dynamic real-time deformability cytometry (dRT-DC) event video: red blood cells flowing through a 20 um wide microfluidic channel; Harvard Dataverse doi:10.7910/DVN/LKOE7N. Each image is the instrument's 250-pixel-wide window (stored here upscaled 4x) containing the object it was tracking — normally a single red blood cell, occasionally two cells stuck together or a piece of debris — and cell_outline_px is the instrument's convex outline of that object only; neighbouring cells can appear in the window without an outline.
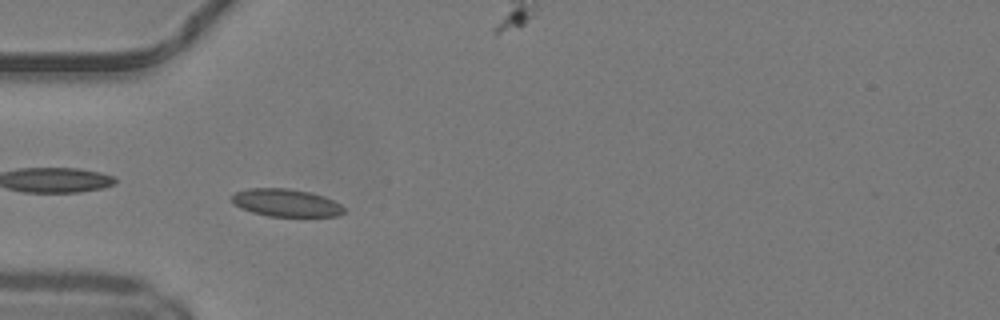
{"species": "common noctule bat (a hibernating species)", "species_latin": "Nyctalus noctula", "temperature_condition": "warm", "stored_images_in_passage": 41, "camera_frame_rate_fps": 3000, "um_per_image_px": 0.085, "animal": {"sex": "male", "body_mass_g": 19.2, "forearm_length_mm": 51.8}, "frame": {"image": 1, "passage_image": 7, "time_ms": 2.0, "image_size_px": [1000, 320], "cell_outline_px": [[344, 212], [336, 216], [268, 216], [252, 212], [240, 208], [232, 204], [232, 196], [236, 192], [248, 188], [288, 188], [312, 192], [324, 196], [340, 204], [344, 208]], "centroid_in_image_um": [24.29, 17.23], "position_along_channel_um": 60.7, "area_um2": 18.09}, "authors_computed_cell_mechanics": {"area_um2": 17.2822, "velocity_mm_per_s": 4.1696, "shape_relaxation_time_tau1_ms": 3.4232, "shape_relaxation_time_tau2_ms": 1.6904, "deformation_change_tau1": 0.1019, "deformation_change_tau2": 0.0663}}